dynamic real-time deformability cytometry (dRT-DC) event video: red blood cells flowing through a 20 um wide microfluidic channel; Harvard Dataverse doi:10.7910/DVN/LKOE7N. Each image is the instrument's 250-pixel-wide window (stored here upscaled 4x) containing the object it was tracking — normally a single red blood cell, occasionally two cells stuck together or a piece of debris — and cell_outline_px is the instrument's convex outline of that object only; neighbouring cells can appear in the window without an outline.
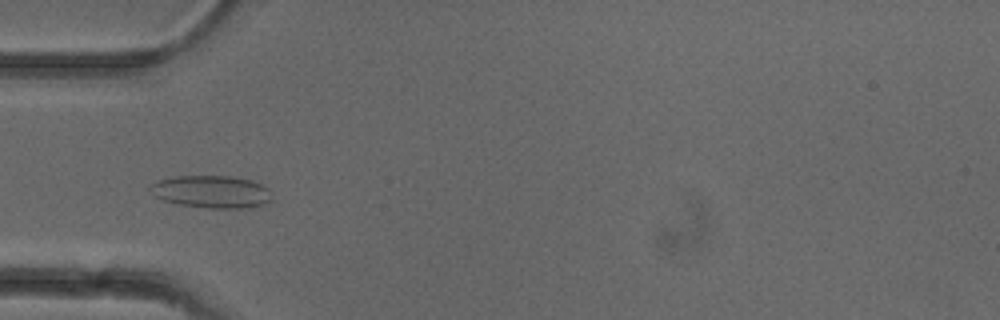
{"species": "common noctule bat (a hibernating species)", "species_latin": "Nyctalus noctula", "temperature_condition": "cold", "stored_images_in_passage": 46, "camera_frame_rate_fps": 3000, "um_per_image_px": 0.085, "animal": {"sex": "female"}, "frame": {"image": 1, "passage_image": 11, "time_ms": 3.333, "image_size_px": [1000, 320], "cell_outline_px": [[272, 200], [268, 204], [252, 208], [208, 208], [176, 204], [164, 200], [156, 196], [148, 188], [148, 184], [172, 176], [232, 176], [252, 180], [268, 188]], "centroid_in_image_um": [18.0, 16.3], "position_along_channel_um": 67.0, "area_um2": 23.35}}
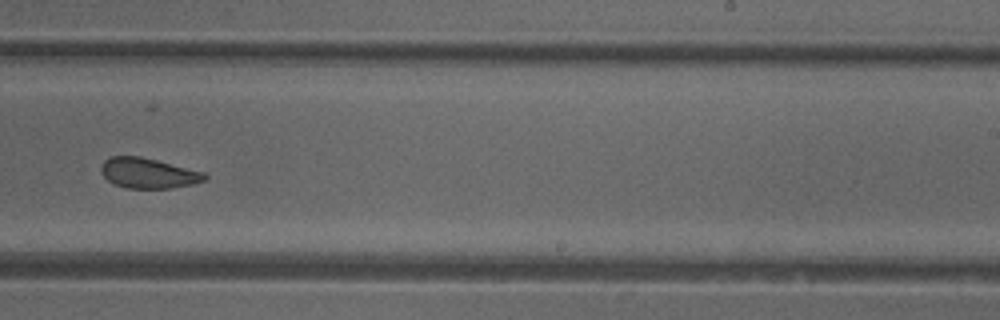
{"frame": {"image": 2, "passage_image": 27, "time_ms": 8.667, "image_size_px": [1000, 320], "cell_outline_px": [[208, 176], [204, 180], [192, 184], [172, 188], [128, 188], [116, 184], [108, 180], [100, 172], [100, 168], [104, 160], [112, 156], [140, 156], [204, 172]], "centroid_in_image_um": [12.59, 14.71], "position_along_channel_um": 276.4, "area_um2": 18.09}}
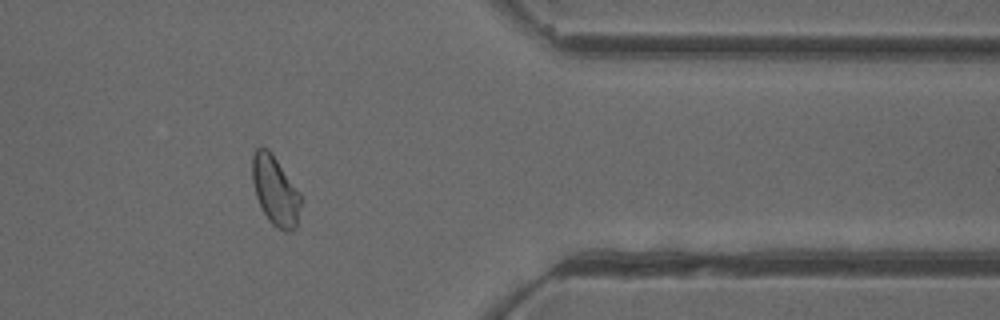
{"frame": {"image": 3, "passage_image": 37, "time_ms": 12.0, "image_size_px": [1000, 320], "cell_outline_px": [[300, 204], [296, 228], [288, 232], [284, 232], [276, 228], [268, 220], [256, 196], [252, 180], [252, 156], [256, 148], [268, 148], [300, 192]], "centroid_in_image_um": [23.39, 16.22], "position_along_channel_um": 388.0, "area_um2": 19.42}, "authors_computed_cell_mechanics": {"area_um2": 19.652, "velocity_mm_per_s": 3.9227, "shape_relaxation_time_tau1_ms": null, "shape_relaxation_time_tau2_ms": 2.5473, "deformation_change_tau1": null, "deformation_change_tau2": 0.0868}}